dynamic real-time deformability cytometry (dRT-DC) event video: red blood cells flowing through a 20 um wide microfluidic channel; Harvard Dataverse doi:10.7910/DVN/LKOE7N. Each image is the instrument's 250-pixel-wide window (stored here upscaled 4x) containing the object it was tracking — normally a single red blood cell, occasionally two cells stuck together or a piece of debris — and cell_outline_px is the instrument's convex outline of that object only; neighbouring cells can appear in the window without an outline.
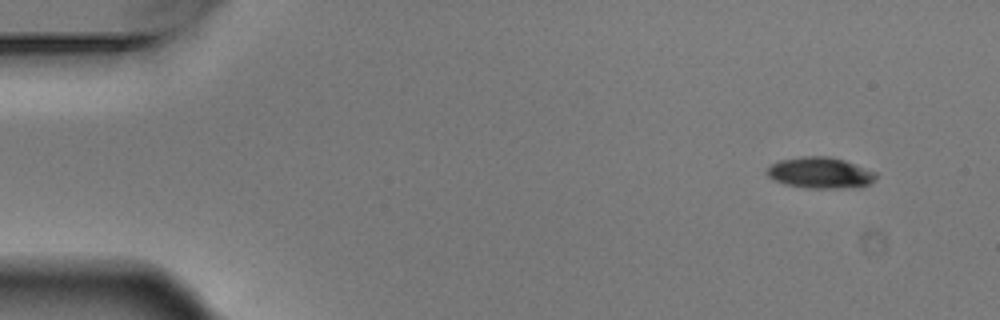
{"species": "Egyptian fruit bat (a non-hibernating species)", "species_latin": "Rousettus aegyptiacus", "temperature_condition": "warm", "stored_images_in_passage": 4, "camera_frame_rate_fps": 3000, "um_per_image_px": 0.085, "animal": {"sex": "male"}, "frame": {"image": 1, "passage_image": 1, "time_ms": 0.0, "image_size_px": [1000, 320], "cell_outline_px": [[876, 176], [868, 184], [860, 188], [808, 188], [784, 184], [772, 180], [764, 172], [772, 164], [780, 160], [804, 156], [828, 156], [844, 160], [876, 172]], "centroid_in_image_um": [69.69, 14.7], "position_along_channel_um": 15.3, "area_um2": 19.83}}
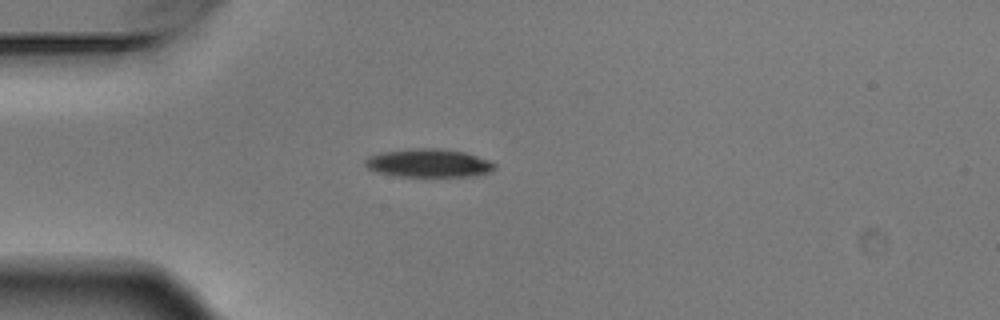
{"frame": {"image": 2, "passage_image": 4, "time_ms": 1.0, "image_size_px": [1000, 320], "cell_outline_px": [[496, 168], [488, 172], [476, 176], [400, 176], [380, 172], [368, 168], [364, 164], [364, 160], [368, 156], [380, 152], [412, 148], [440, 148], [464, 152], [488, 160], [496, 164]], "centroid_in_image_um": [36.43, 13.85], "position_along_channel_um": 48.6, "area_um2": 21.27}}